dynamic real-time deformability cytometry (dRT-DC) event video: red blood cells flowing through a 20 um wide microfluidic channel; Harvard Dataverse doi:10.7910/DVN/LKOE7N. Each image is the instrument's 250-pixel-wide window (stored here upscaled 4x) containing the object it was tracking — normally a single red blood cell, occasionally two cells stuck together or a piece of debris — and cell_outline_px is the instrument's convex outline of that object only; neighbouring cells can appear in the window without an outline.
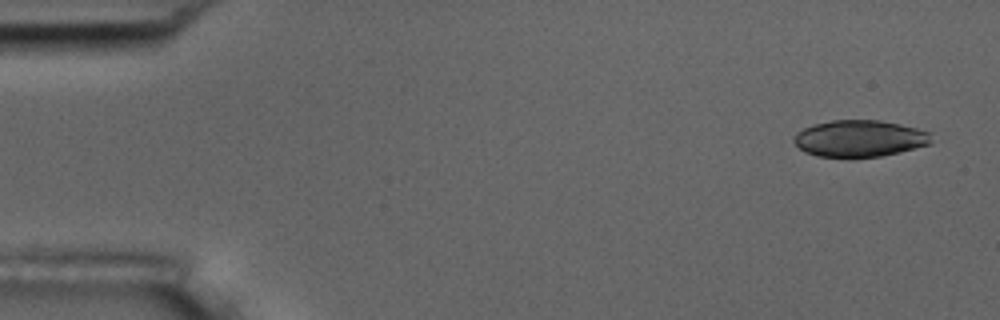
{"species": "common noctule bat (a hibernating species)", "species_latin": "Nyctalus noctula", "temperature_condition": "room temperature", "stored_images_in_passage": 5, "camera_frame_rate_fps": 3000, "um_per_image_px": 0.085, "animal": {"sex": "male", "body_mass_g": 17.5, "forearm_length_mm": 52.3}, "frame": {"image": 1, "passage_image": 1, "time_ms": 0.0, "image_size_px": [1000, 320], "cell_outline_px": [[932, 144], [900, 152], [880, 156], [816, 156], [804, 152], [792, 140], [796, 132], [804, 128], [816, 124], [832, 120], [880, 120], [900, 124], [932, 132]], "centroid_in_image_um": [73.1, 11.76], "position_along_channel_um": 11.9, "area_um2": 29.3}}